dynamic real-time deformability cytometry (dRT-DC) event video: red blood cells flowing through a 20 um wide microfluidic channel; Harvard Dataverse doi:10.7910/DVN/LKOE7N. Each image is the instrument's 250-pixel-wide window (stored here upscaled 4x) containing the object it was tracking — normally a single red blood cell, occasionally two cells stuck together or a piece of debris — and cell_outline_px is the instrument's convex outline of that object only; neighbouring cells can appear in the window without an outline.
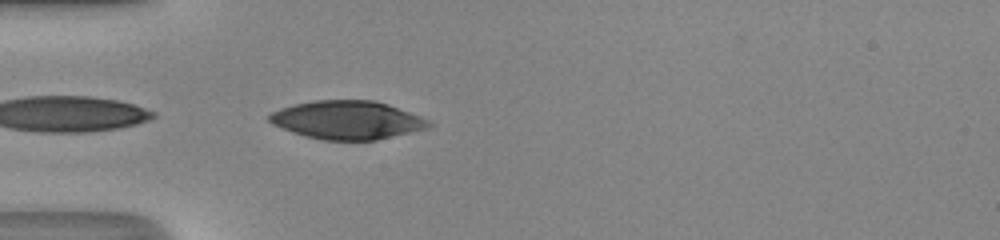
{"species": "human", "species_latin": "Homo sapiens", "temperature_condition": "room temperature", "stored_images_in_passage": 11, "camera_frame_rate_fps": 3000, "um_per_image_px": 0.085, "donor": {"sex": "male"}, "frame": {"image": 1, "passage_image": 1, "time_ms": 0.0, "image_size_px": [1000, 240], "cell_outline_px": [[432, 124], [428, 128], [376, 140], [324, 140], [304, 136], [292, 132], [272, 124], [268, 120], [268, 116], [272, 112], [280, 108], [296, 104], [316, 100], [372, 100], [388, 104], [428, 120]], "centroid_in_image_um": [29.48, 10.2], "position_along_channel_um": 55.5, "area_um2": 35.37}}
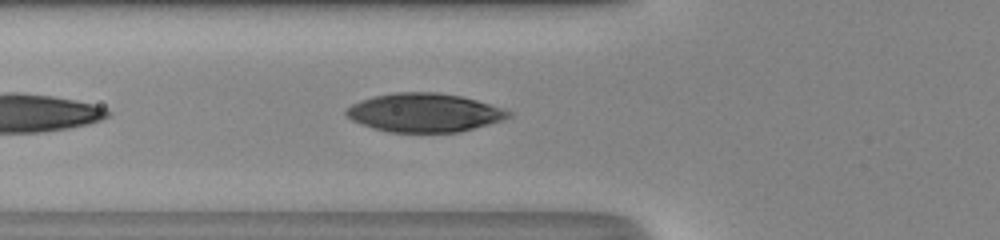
{"frame": {"image": 2, "passage_image": 4, "time_ms": 1.0, "image_size_px": [1000, 240], "cell_outline_px": [[512, 116], [504, 120], [460, 132], [388, 132], [372, 128], [360, 124], [344, 116], [344, 112], [352, 104], [360, 100], [372, 96], [396, 92], [436, 92], [460, 96], [476, 100], [504, 108], [512, 112]], "centroid_in_image_um": [36.06, 9.58], "position_along_channel_um": 89.7, "area_um2": 36.82}}
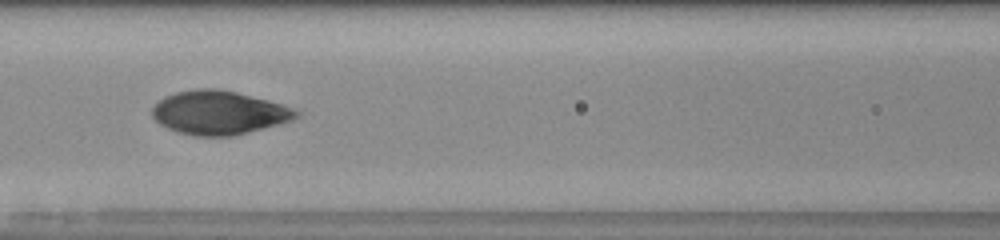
{"frame": {"image": 3, "passage_image": 8, "time_ms": 2.333, "image_size_px": [1000, 240], "cell_outline_px": [[300, 116], [292, 120], [236, 136], [192, 136], [168, 128], [160, 124], [152, 116], [152, 108], [164, 96], [176, 92], [196, 88], [216, 88], [236, 92], [268, 100], [292, 108], [300, 112]], "centroid_in_image_um": [18.61, 9.58], "position_along_channel_um": 148.0, "area_um2": 36.65}}